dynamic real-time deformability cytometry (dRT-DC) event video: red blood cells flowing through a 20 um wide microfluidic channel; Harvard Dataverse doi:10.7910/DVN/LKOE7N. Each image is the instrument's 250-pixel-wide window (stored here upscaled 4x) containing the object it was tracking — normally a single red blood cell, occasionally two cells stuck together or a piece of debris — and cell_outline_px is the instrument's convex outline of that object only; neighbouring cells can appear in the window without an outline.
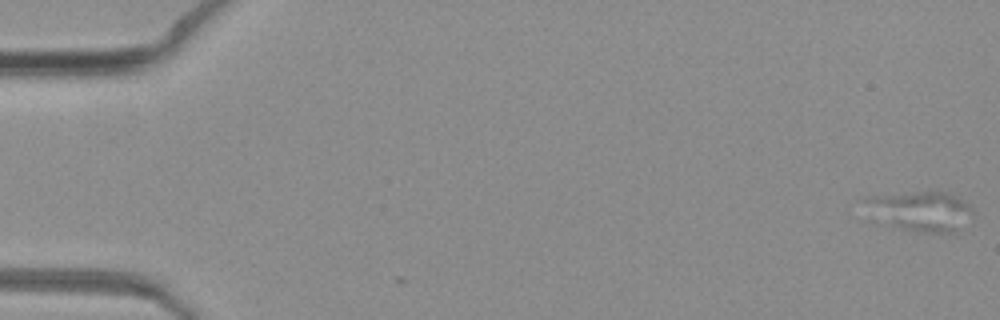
{"species": "common noctule bat (a hibernating species)", "species_latin": "Nyctalus noctula", "temperature_condition": "warm", "stored_images_in_passage": 3, "camera_frame_rate_fps": 3000, "um_per_image_px": 0.085, "animal": {"sex": "female", "body_mass_g": 19.3, "forearm_length_mm": 54.1}, "frame": {"image": 1, "passage_image": 1, "time_ms": 0.0, "image_size_px": [1000, 320], "cell_outline_px": [[972, 216], [956, 232], [924, 232], [900, 228], [892, 224], [860, 200], [868, 196], [932, 188], [948, 192], [964, 200], [972, 208]], "centroid_in_image_um": [78.37, 17.85], "position_along_channel_um": 6.6, "area_um2": 24.85}}